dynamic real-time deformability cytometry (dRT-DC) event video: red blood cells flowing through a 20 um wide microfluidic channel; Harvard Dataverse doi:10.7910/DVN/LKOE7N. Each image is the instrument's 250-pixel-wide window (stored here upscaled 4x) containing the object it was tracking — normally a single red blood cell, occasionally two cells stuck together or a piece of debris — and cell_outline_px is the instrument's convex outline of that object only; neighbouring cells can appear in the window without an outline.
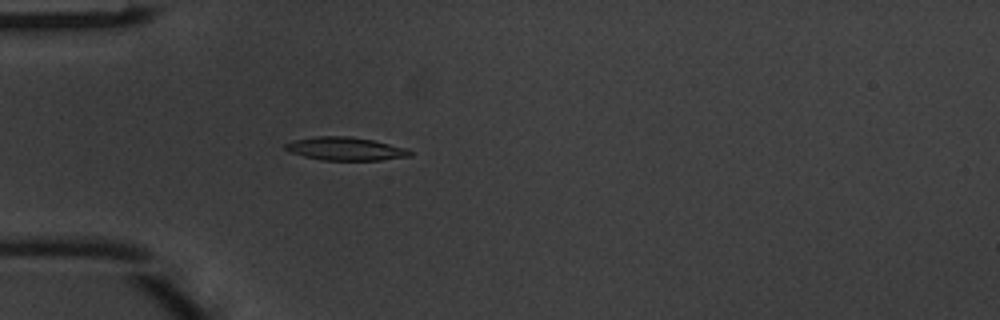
{"species": "common noctule bat (a hibernating species)", "species_latin": "Nyctalus noctula", "temperature_condition": "warm", "stored_images_in_passage": 4, "camera_frame_rate_fps": 3000, "um_per_image_px": 0.085, "animal": {"sex": "male", "body_mass_g": 20.1, "forearm_length_mm": 53.5}, "frame": {"image": 1, "passage_image": 4, "time_ms": 1.0, "image_size_px": [1000, 320], "cell_outline_px": [[416, 152], [412, 156], [380, 160], [320, 160], [288, 152], [284, 148], [284, 144], [292, 140], [316, 136], [348, 136], [372, 140], [408, 148]], "centroid_in_image_um": [29.38, 12.65], "position_along_channel_um": 55.6, "area_um2": 17.11}}